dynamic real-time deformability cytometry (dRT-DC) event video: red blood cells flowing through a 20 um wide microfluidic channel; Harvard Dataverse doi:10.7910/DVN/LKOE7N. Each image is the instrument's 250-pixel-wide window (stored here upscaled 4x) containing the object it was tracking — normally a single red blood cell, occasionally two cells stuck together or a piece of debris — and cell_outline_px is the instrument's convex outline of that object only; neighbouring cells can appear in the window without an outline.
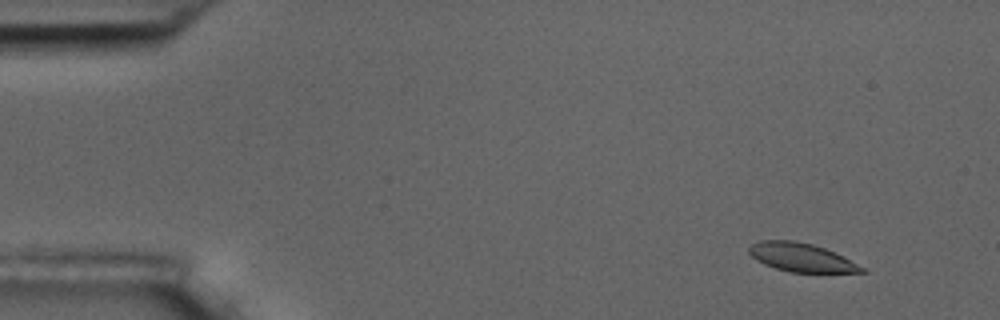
{"species": "common noctule bat (a hibernating species)", "species_latin": "Nyctalus noctula", "temperature_condition": "room temperature", "stored_images_in_passage": 5, "camera_frame_rate_fps": 3000, "um_per_image_px": 0.085, "animal": {"sex": "male", "body_mass_g": 17.5, "forearm_length_mm": 52.3}, "frame": {"image": 1, "passage_image": 2, "time_ms": 1.0, "image_size_px": [1000, 320], "cell_outline_px": [[868, 272], [788, 272], [764, 264], [756, 260], [748, 252], [748, 248], [752, 244], [760, 240], [792, 240], [812, 244], [824, 248], [844, 256], [864, 268]], "centroid_in_image_um": [68.09, 21.87], "position_along_channel_um": 16.9, "area_um2": 18.67}}
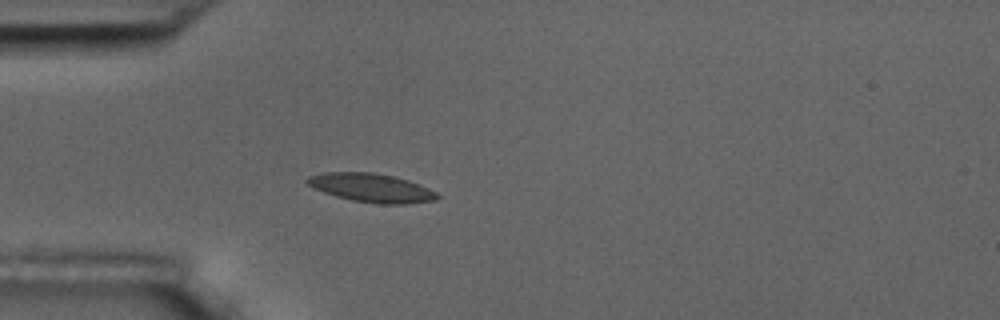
{"frame": {"image": 2, "passage_image": 5, "time_ms": 4.667, "image_size_px": [1000, 320], "cell_outline_px": [[440, 196], [436, 200], [404, 204], [376, 204], [352, 200], [336, 196], [312, 188], [304, 180], [308, 176], [324, 172], [372, 172], [396, 176], [408, 180], [428, 188], [436, 192]], "centroid_in_image_um": [31.55, 15.96], "position_along_channel_um": 53.4, "area_um2": 21.85}}